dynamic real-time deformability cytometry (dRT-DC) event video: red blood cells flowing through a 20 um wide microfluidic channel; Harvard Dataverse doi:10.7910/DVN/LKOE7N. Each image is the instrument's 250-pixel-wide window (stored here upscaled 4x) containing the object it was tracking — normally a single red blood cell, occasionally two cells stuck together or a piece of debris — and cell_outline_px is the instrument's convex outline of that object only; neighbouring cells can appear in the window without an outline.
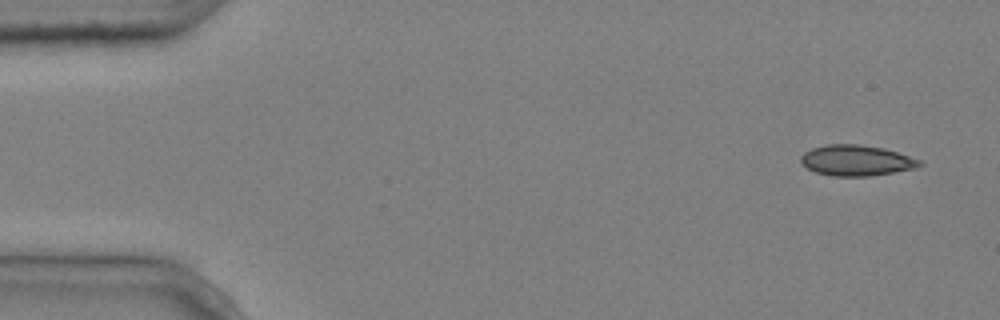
{"species": "common noctule bat (a hibernating species)", "species_latin": "Nyctalus noctula", "temperature_condition": "cold", "stored_images_in_passage": 10, "camera_frame_rate_fps": 3000, "um_per_image_px": 0.085, "animal": {"sex": "male", "body_mass_g": 20.4}, "frame": {"image": 1, "passage_image": 1, "time_ms": 0.0, "image_size_px": [1000, 320], "cell_outline_px": [[924, 164], [916, 168], [868, 176], [832, 176], [816, 172], [800, 164], [800, 156], [804, 152], [812, 148], [824, 144], [856, 144], [884, 148], [920, 160]], "centroid_in_image_um": [72.74, 13.63], "position_along_channel_um": 12.3, "area_um2": 21.21}}
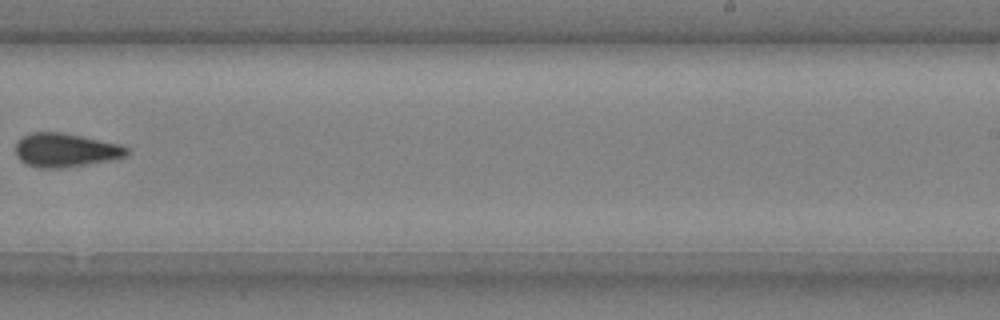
{"frame": {"image": 2, "passage_image": 9, "time_ms": 2.667, "image_size_px": [1000, 320], "cell_outline_px": [[132, 152], [128, 156], [108, 160], [60, 168], [40, 168], [24, 164], [16, 156], [16, 140], [32, 132], [60, 132], [120, 144], [128, 148]], "centroid_in_image_um": [5.55, 12.76], "position_along_channel_um": 283.4, "area_um2": 21.85}}
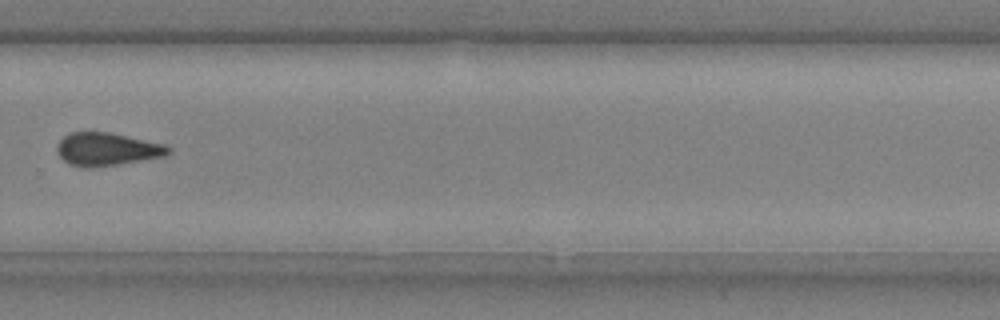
{"frame": {"image": 3, "passage_image": 10, "time_ms": 3.0, "image_size_px": [1000, 320], "cell_outline_px": [[172, 152], [168, 156], [120, 164], [92, 168], [84, 168], [68, 164], [60, 156], [56, 148], [60, 140], [64, 136], [72, 132], [108, 132], [164, 144], [172, 148]], "centroid_in_image_um": [9.13, 12.7], "position_along_channel_um": 320.7, "area_um2": 21.56}}